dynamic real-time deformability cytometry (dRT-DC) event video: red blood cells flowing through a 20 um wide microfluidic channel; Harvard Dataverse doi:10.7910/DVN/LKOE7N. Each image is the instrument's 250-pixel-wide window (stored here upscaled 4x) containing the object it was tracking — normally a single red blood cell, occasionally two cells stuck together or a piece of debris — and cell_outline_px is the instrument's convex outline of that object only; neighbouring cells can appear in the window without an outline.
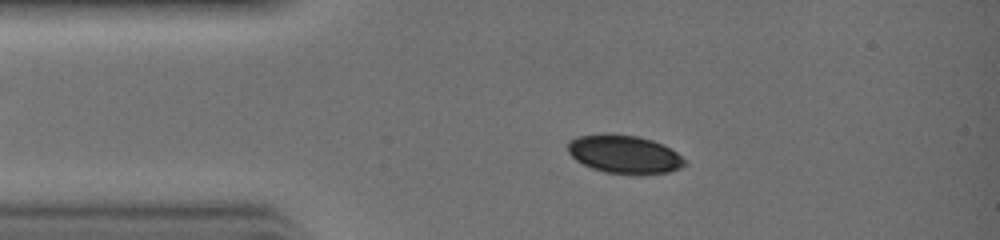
{"species": "common noctule bat (a hibernating species)", "species_latin": "Nyctalus noctula", "temperature_condition": "warm", "stored_images_in_passage": 27, "camera_frame_rate_fps": 3000, "um_per_image_px": 0.085, "animal": {"sex": "female", "body_mass_g": 19.0, "forearm_length_mm": 51.5}, "frame": {"image": 1, "passage_image": 2, "time_ms": 0.333, "image_size_px": [1000, 240], "cell_outline_px": [[684, 164], [680, 168], [668, 172], [640, 176], [604, 172], [592, 168], [576, 160], [568, 152], [568, 140], [576, 136], [604, 132], [608, 132], [636, 136], [652, 140], [676, 152], [684, 160]], "centroid_in_image_um": [53.01, 13.11], "position_along_channel_um": 32.0, "area_um2": 26.41}}
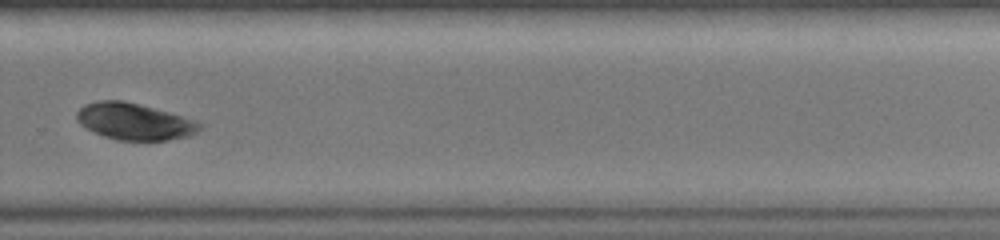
{"frame": {"image": 2, "passage_image": 18, "time_ms": 5.667, "image_size_px": [1000, 240], "cell_outline_px": [[204, 124], [196, 132], [188, 136], [168, 140], [116, 140], [104, 136], [80, 124], [76, 120], [76, 112], [84, 104], [96, 100], [124, 100], [140, 104], [200, 120]], "centroid_in_image_um": [11.46, 10.31], "position_along_channel_um": 318.3, "area_um2": 26.53}}
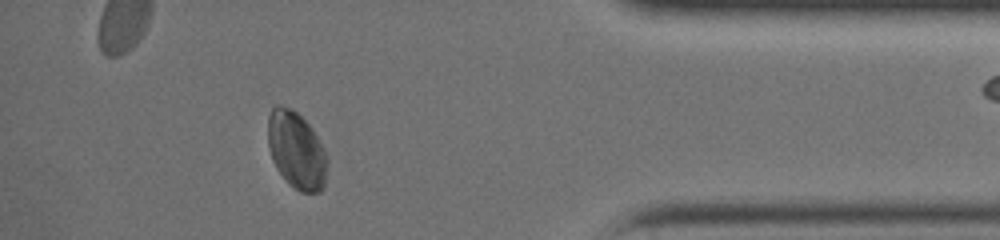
{"frame": {"image": 3, "passage_image": 24, "time_ms": 7.667, "image_size_px": [1000, 240], "cell_outline_px": [[328, 164], [324, 188], [320, 192], [300, 192], [288, 184], [284, 180], [276, 168], [272, 160], [268, 148], [268, 116], [272, 108], [276, 104], [280, 104], [292, 108], [312, 128], [324, 148], [328, 160]], "centroid_in_image_um": [25.19, 12.78], "position_along_channel_um": 410.0, "area_um2": 27.17}}